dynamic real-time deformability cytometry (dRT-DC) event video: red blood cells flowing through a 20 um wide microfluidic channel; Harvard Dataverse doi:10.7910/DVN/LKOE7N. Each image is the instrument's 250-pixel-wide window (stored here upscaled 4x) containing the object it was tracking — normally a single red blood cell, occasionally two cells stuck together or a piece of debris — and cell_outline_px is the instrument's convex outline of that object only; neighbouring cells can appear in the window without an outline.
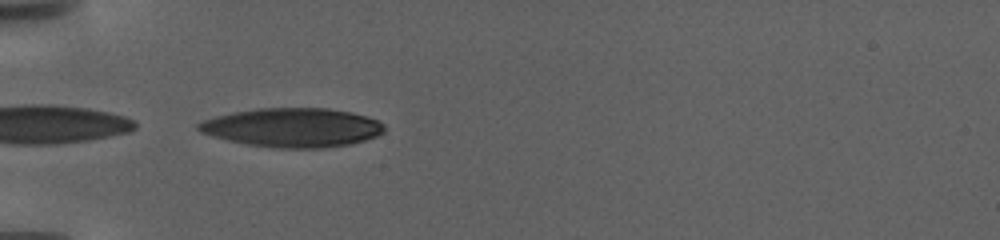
{"species": "human", "species_latin": "Homo sapiens", "temperature_condition": "warm", "stored_images_in_passage": 35, "camera_frame_rate_fps": 3000, "um_per_image_px": 0.085, "donor": {"sex": "female"}, "frame": {"image": 1, "passage_image": 1, "time_ms": 0.0, "image_size_px": [1000, 240], "cell_outline_px": [[384, 132], [376, 136], [352, 144], [324, 148], [272, 148], [244, 144], [212, 136], [200, 132], [196, 128], [196, 124], [204, 120], [216, 116], [232, 112], [256, 108], [328, 108], [352, 112], [380, 120], [384, 124]], "centroid_in_image_um": [24.87, 10.84], "position_along_channel_um": 60.1, "area_um2": 42.66}}
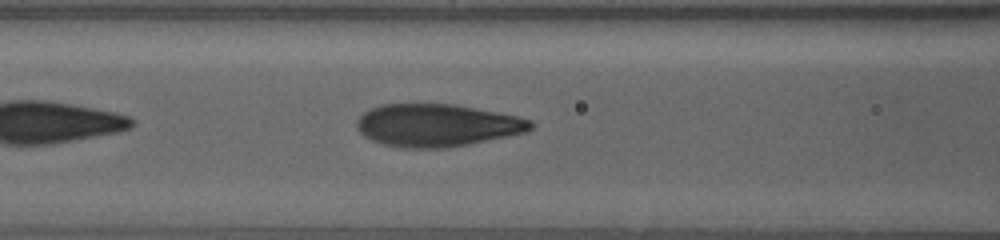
{"frame": {"image": 2, "passage_image": 16, "time_ms": 5.0, "image_size_px": [1000, 240], "cell_outline_px": [[536, 124], [528, 132], [448, 148], [404, 148], [384, 144], [372, 140], [364, 136], [356, 128], [356, 120], [368, 108], [384, 104], [452, 104], [496, 112], [516, 116], [532, 120]], "centroid_in_image_um": [37.14, 10.65], "position_along_channel_um": 129.5, "area_um2": 43.18}}
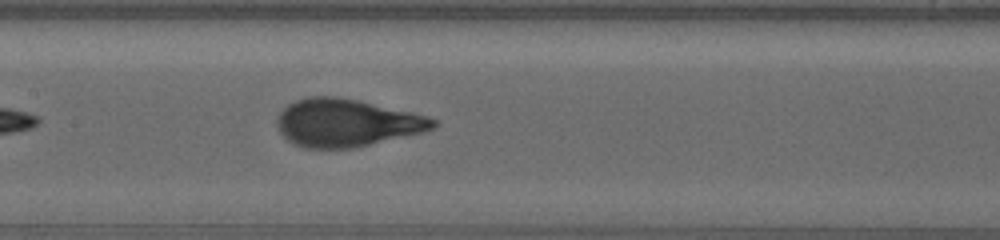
{"frame": {"image": 3, "passage_image": 25, "time_ms": 8.0, "image_size_px": [1000, 240], "cell_outline_px": [[436, 124], [432, 128], [424, 132], [352, 148], [304, 148], [288, 140], [280, 132], [276, 124], [276, 120], [280, 112], [288, 104], [296, 100], [308, 96], [336, 96], [360, 100], [412, 112], [428, 116], [436, 120]], "centroid_in_image_um": [29.44, 10.42], "position_along_channel_um": 178.0, "area_um2": 43.29}}